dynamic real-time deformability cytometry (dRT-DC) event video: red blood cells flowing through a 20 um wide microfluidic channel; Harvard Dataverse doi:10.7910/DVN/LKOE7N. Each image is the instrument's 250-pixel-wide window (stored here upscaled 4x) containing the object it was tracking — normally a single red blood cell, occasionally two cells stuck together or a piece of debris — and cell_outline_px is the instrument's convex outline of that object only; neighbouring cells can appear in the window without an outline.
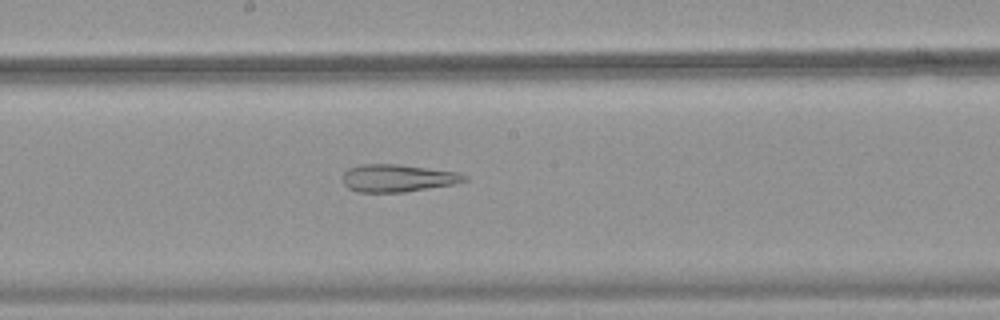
{"species": "common noctule bat (a hibernating species)", "species_latin": "Nyctalus noctula", "temperature_condition": "warm", "stored_images_in_passage": 51, "camera_frame_rate_fps": 3000, "um_per_image_px": 0.085, "animal": {"sex": "female", "body_mass_g": 18.4}, "frame": {"image": 1, "passage_image": 28, "time_ms": 9.0, "image_size_px": [1000, 320], "cell_outline_px": [[468, 180], [452, 184], [404, 192], [356, 192], [348, 188], [344, 184], [340, 176], [348, 168], [360, 164], [396, 164], [460, 172], [468, 176]], "centroid_in_image_um": [33.76, 15.13], "position_along_channel_um": 214.4, "area_um2": 19.65}}
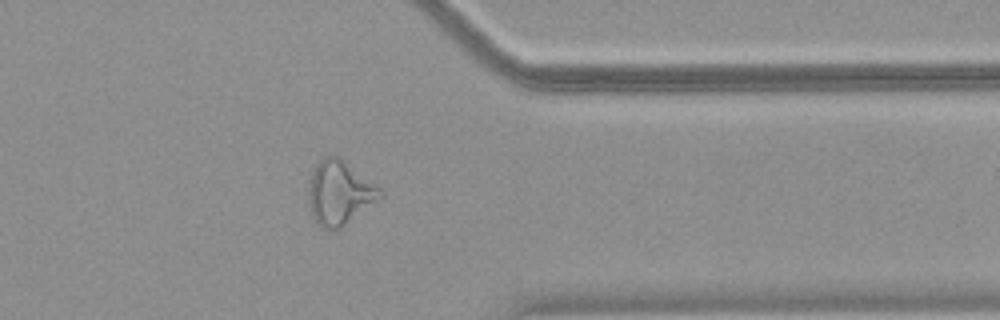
{"frame": {"image": 2, "passage_image": 41, "time_ms": 13.333, "image_size_px": [1000, 320], "cell_outline_px": [[384, 196], [344, 224], [336, 228], [320, 228], [312, 220], [308, 200], [308, 188], [312, 168], [320, 160], [328, 156], [340, 156], [380, 188], [384, 192]], "centroid_in_image_um": [28.82, 16.36], "position_along_channel_um": 382.6, "area_um2": 26.65}}
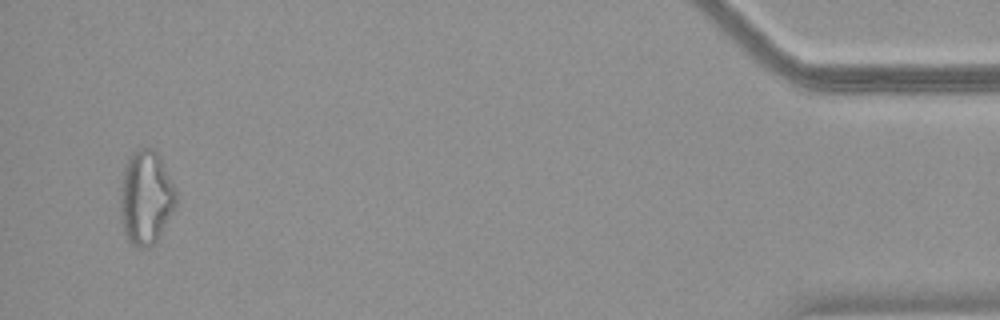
{"frame": {"image": 3, "passage_image": 49, "time_ms": 16.0, "image_size_px": [1000, 320], "cell_outline_px": [[176, 208], [156, 240], [148, 248], [140, 248], [132, 244], [128, 240], [124, 232], [120, 212], [120, 192], [124, 164], [128, 156], [132, 152], [140, 148], [156, 148], [176, 188]], "centroid_in_image_um": [12.4, 16.75], "position_along_channel_um": 422.8, "area_um2": 30.98}}